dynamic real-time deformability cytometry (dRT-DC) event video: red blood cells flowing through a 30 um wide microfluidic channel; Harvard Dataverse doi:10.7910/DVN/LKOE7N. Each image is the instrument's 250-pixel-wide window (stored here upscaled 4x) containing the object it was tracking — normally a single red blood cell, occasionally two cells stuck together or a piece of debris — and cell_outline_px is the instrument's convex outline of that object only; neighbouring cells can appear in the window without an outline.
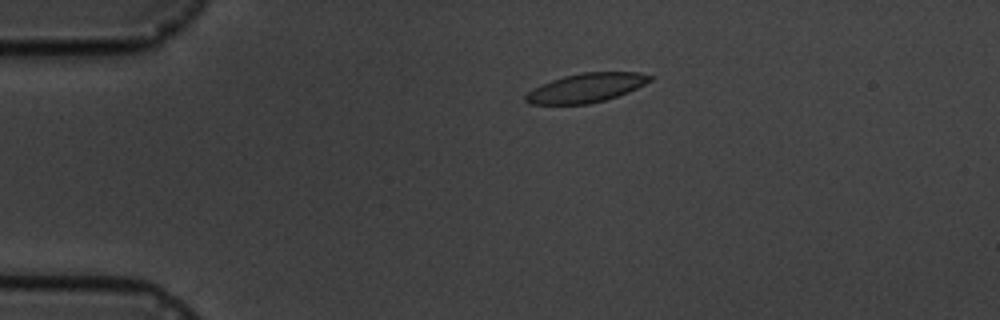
{"species": "common noctule bat (a hibernating species)", "species_latin": "Nyctalus noctula", "temperature_condition": "cold", "stored_images_in_passage": 3, "camera_frame_rate_fps": 3000, "um_per_image_px": 0.085, "animal": {"sex": "male", "body_mass_g": 19.5, "forearm_length_mm": 54.6}, "frame": {"image": 1, "passage_image": 1, "time_ms": 0.0, "image_size_px": [1000, 320], "cell_outline_px": [[656, 76], [652, 80], [628, 92], [604, 100], [588, 104], [528, 104], [524, 100], [524, 96], [532, 88], [552, 80], [564, 76], [584, 72], [640, 72]], "centroid_in_image_um": [49.83, 7.46], "position_along_channel_um": 35.2, "area_um2": 21.04}}
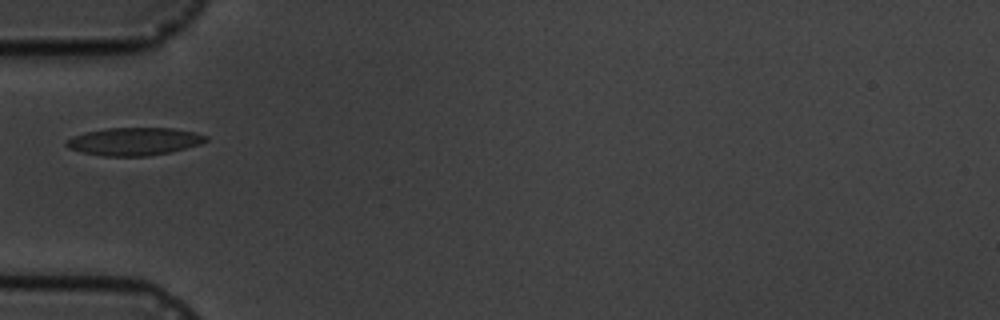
{"frame": {"image": 2, "passage_image": 3, "time_ms": 2.333, "image_size_px": [1000, 320], "cell_outline_px": [[208, 140], [200, 144], [168, 152], [148, 156], [100, 156], [80, 152], [68, 148], [64, 144], [72, 136], [88, 132], [108, 128], [172, 128], [196, 132], [208, 136]], "centroid_in_image_um": [11.4, 12.02], "position_along_channel_um": 73.6, "area_um2": 22.54}}